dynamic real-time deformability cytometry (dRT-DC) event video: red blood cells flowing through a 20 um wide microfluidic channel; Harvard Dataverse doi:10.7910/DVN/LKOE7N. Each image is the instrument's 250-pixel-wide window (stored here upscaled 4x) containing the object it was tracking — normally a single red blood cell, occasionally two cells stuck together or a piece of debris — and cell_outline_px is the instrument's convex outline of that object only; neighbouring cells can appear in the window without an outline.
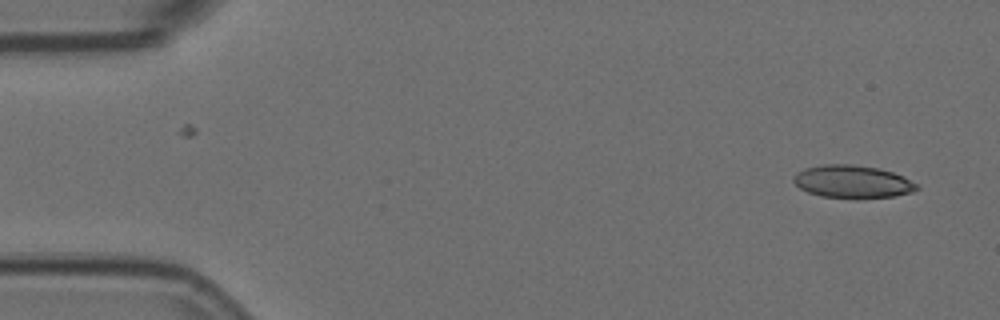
{"species": "Egyptian fruit bat (a non-hibernating species)", "species_latin": "Rousettus aegyptiacus", "temperature_condition": "room temperature", "stored_images_in_passage": 2, "camera_frame_rate_fps": 3000, "um_per_image_px": 0.085, "animal": {"sex": "female"}, "frame": {"image": 1, "passage_image": 2, "time_ms": 0.333, "image_size_px": [1000, 320], "cell_outline_px": [[920, 188], [912, 192], [896, 196], [856, 200], [852, 200], [820, 196], [808, 192], [800, 188], [792, 180], [792, 176], [804, 168], [824, 164], [852, 164], [880, 168], [904, 176], [916, 184]], "centroid_in_image_um": [72.46, 15.47], "position_along_channel_um": 12.5, "area_um2": 24.16}}